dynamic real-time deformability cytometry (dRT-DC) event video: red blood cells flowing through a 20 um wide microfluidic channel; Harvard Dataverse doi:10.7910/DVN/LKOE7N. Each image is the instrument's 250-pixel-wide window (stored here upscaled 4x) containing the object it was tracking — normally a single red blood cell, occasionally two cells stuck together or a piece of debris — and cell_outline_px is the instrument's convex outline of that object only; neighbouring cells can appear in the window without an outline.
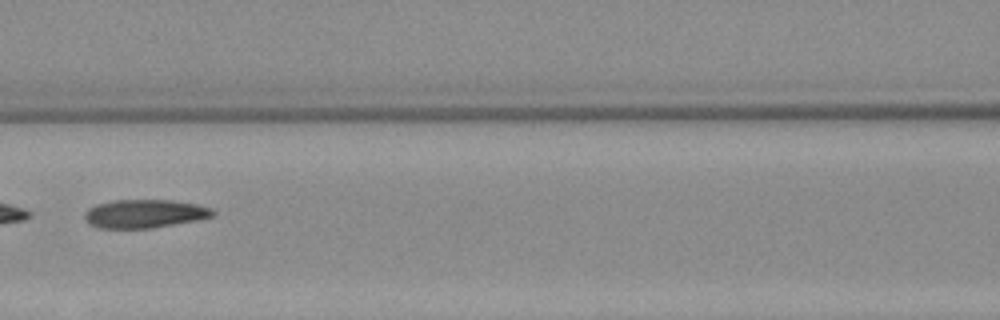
{"species": "Egyptian fruit bat (a non-hibernating species)", "species_latin": "Rousettus aegyptiacus", "temperature_condition": "warm", "stored_images_in_passage": 6, "camera_frame_rate_fps": 3000, "um_per_image_px": 0.085, "animal": {"sex": "female"}, "frame": {"image": 1, "passage_image": 5, "time_ms": 6.667, "image_size_px": [1000, 320], "cell_outline_px": [[216, 216], [196, 220], [152, 228], [96, 228], [88, 224], [84, 220], [84, 212], [96, 204], [116, 200], [172, 200], [196, 204], [208, 208], [216, 212]], "centroid_in_image_um": [12.25, 18.17], "position_along_channel_um": 154.3, "area_um2": 21.27}}
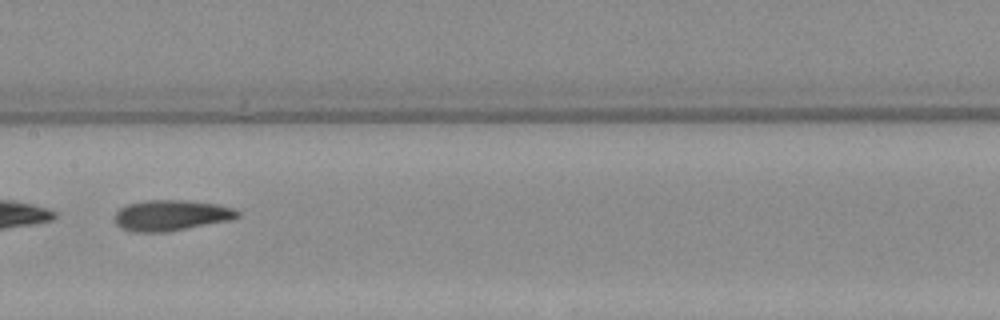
{"frame": {"image": 2, "passage_image": 6, "time_ms": 7.667, "image_size_px": [1000, 320], "cell_outline_px": [[240, 216], [228, 220], [164, 232], [132, 232], [120, 228], [116, 224], [116, 212], [120, 208], [128, 204], [148, 200], [180, 200], [216, 204], [232, 208], [240, 212]], "centroid_in_image_um": [14.5, 18.3], "position_along_channel_um": 192.9, "area_um2": 21.62}}